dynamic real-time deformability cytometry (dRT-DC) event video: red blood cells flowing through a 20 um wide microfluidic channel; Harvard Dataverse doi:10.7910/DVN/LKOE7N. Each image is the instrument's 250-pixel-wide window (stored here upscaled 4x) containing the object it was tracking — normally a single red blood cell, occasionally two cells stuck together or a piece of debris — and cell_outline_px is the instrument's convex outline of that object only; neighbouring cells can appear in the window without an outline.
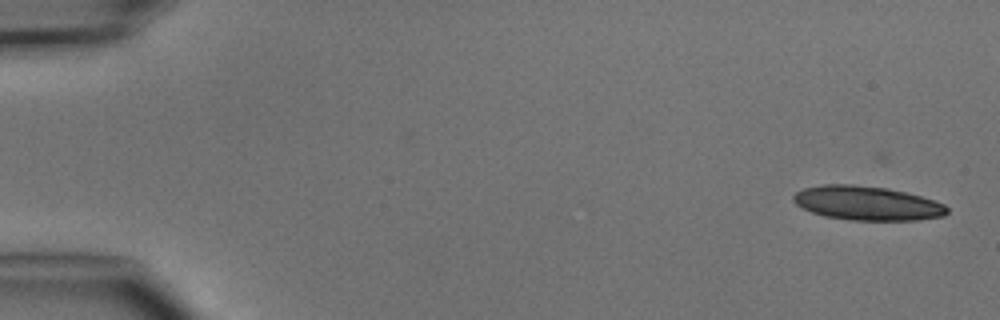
{"species": "common noctule bat (a hibernating species)", "species_latin": "Nyctalus noctula", "temperature_condition": "cold", "stored_images_in_passage": 4, "camera_frame_rate_fps": 3000, "um_per_image_px": 0.085, "animal": {"sex": "male", "body_mass_g": 15.6}, "frame": {"image": 1, "passage_image": 1, "time_ms": 0.0, "image_size_px": [1000, 320], "cell_outline_px": [[948, 212], [944, 216], [916, 220], [852, 220], [824, 216], [812, 212], [796, 204], [792, 200], [792, 196], [796, 192], [804, 188], [824, 184], [856, 184], [888, 188], [936, 200], [944, 204], [948, 208]], "centroid_in_image_um": [73.71, 17.26], "position_along_channel_um": 11.3, "area_um2": 30.63}}